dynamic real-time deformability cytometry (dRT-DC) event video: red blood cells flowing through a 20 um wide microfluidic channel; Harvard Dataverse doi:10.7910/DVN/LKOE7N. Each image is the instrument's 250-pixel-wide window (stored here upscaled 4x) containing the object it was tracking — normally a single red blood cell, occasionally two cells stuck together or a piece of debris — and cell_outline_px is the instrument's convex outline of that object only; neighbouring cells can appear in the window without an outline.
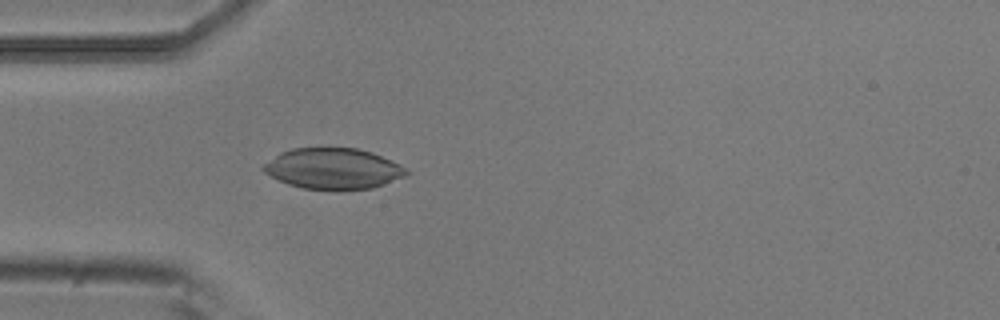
{"species": "common noctule bat (a hibernating species)", "species_latin": "Nyctalus noctula", "temperature_condition": "room temperature", "stored_images_in_passage": 5, "camera_frame_rate_fps": 3000, "um_per_image_px": 0.085, "animal": {"sex": "male", "body_mass_g": 20.5, "forearm_length_mm": 52.5}, "frame": {"image": 1, "passage_image": 5, "time_ms": 1.333, "image_size_px": [1000, 320], "cell_outline_px": [[412, 172], [408, 176], [372, 188], [300, 188], [288, 184], [264, 172], [260, 168], [264, 164], [280, 152], [292, 148], [356, 148], [372, 152], [400, 164], [408, 168]], "centroid_in_image_um": [28.36, 14.31], "position_along_channel_um": 56.6, "area_um2": 33.76}}